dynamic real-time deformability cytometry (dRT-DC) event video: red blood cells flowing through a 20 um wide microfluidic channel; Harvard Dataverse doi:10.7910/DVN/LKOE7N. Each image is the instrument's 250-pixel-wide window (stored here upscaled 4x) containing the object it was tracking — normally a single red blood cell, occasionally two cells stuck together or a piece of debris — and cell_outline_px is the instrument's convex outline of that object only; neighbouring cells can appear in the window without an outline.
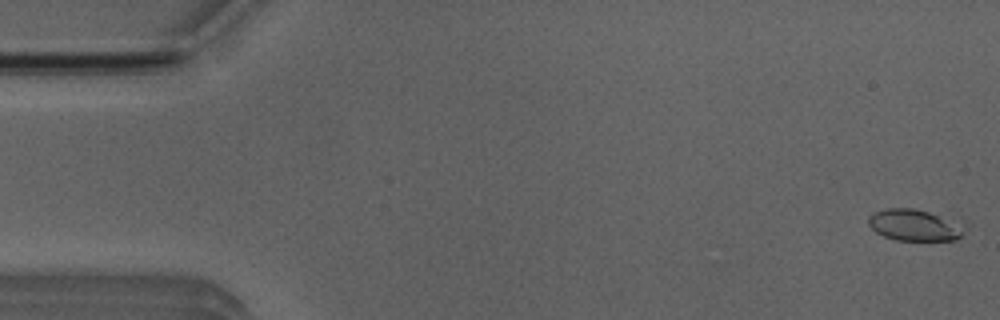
{"species": "Egyptian fruit bat (a non-hibernating species)", "species_latin": "Rousettus aegyptiacus", "temperature_condition": "room temperature", "stored_images_in_passage": 16, "camera_frame_rate_fps": 3000, "um_per_image_px": 0.085, "animal": {"sex": "male"}, "frame": {"image": 1, "passage_image": 1, "time_ms": 0.0, "image_size_px": [1000, 320], "cell_outline_px": [[968, 220], [960, 236], [956, 240], [896, 240], [884, 236], [876, 232], [868, 224], [868, 216], [876, 212], [888, 208], [912, 208], [964, 216]], "centroid_in_image_um": [77.95, 19.08], "position_along_channel_um": 7.1, "area_um2": 18.84}}